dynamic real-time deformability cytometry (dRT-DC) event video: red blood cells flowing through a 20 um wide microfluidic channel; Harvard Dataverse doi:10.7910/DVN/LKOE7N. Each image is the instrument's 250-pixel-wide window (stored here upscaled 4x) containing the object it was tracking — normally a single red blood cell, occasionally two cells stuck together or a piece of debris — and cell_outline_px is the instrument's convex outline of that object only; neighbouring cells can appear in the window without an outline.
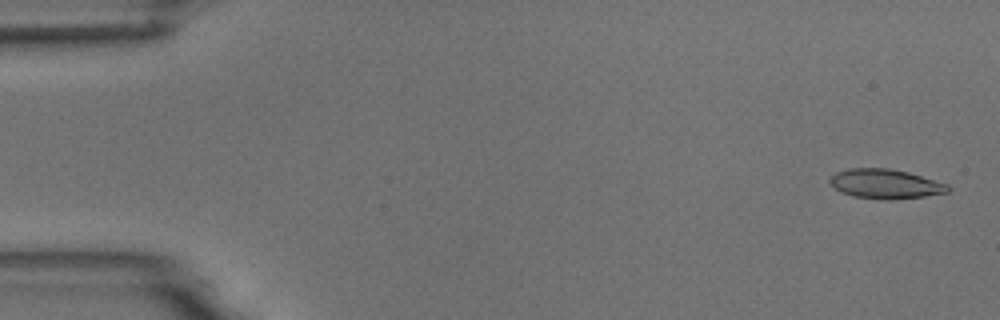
{"species": "common noctule bat (a hibernating species)", "species_latin": "Nyctalus noctula", "temperature_condition": "room temperature", "stored_images_in_passage": 5, "camera_frame_rate_fps": 3000, "um_per_image_px": 0.085, "animal": {"sex": "male", "body_mass_g": 18.8}, "frame": {"image": 1, "passage_image": 1, "time_ms": 0.0, "image_size_px": [1000, 320], "cell_outline_px": [[952, 188], [948, 192], [924, 196], [892, 200], [884, 200], [852, 196], [840, 192], [828, 180], [836, 172], [848, 168], [888, 168], [908, 172], [948, 184]], "centroid_in_image_um": [75.26, 15.63], "position_along_channel_um": 9.7, "area_um2": 20.35}}
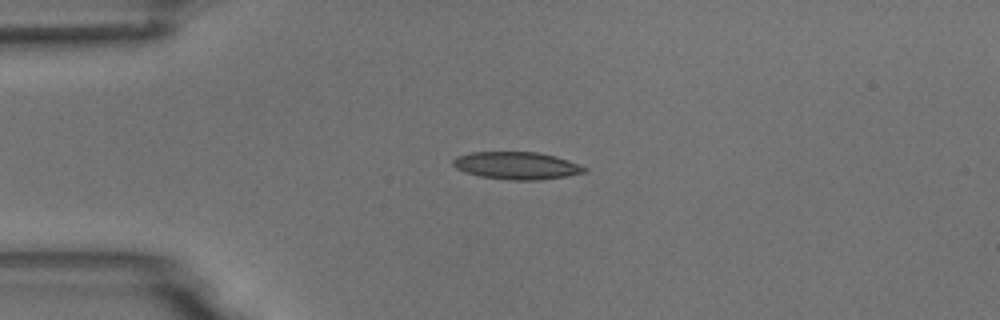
{"frame": {"image": 2, "passage_image": 4, "time_ms": 3.667, "image_size_px": [1000, 320], "cell_outline_px": [[588, 172], [568, 176], [540, 180], [508, 180], [480, 176], [464, 172], [456, 168], [452, 164], [452, 160], [456, 156], [472, 152], [536, 152], [556, 156], [568, 160], [588, 168]], "centroid_in_image_um": [43.93, 14.08], "position_along_channel_um": 41.1, "area_um2": 21.21}}